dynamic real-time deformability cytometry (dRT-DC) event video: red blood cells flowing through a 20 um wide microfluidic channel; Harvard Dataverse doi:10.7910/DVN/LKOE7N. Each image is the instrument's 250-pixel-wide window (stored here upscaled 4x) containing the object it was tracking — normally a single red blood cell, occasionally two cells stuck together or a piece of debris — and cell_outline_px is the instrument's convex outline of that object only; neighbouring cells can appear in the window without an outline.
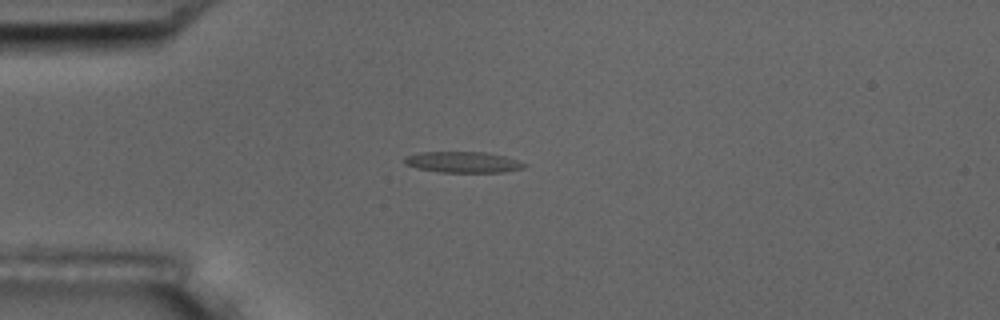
{"species": "common noctule bat (a hibernating species)", "species_latin": "Nyctalus noctula", "temperature_condition": "room temperature", "stored_images_in_passage": 10, "camera_frame_rate_fps": 3000, "um_per_image_px": 0.085, "animal": {"sex": "male", "body_mass_g": 17.5, "forearm_length_mm": 52.3}, "frame": {"image": 1, "passage_image": 4, "time_ms": 3.667, "image_size_px": [1000, 320], "cell_outline_px": [[528, 164], [524, 168], [504, 172], [440, 172], [420, 168], [404, 164], [404, 156], [420, 152], [484, 152], [504, 156]], "centroid_in_image_um": [39.35, 13.78], "position_along_channel_um": 45.6, "area_um2": 14.57}}
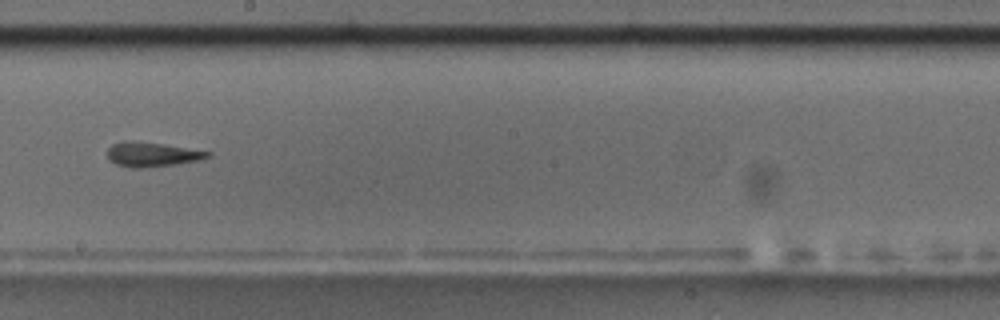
{"frame": {"image": 2, "passage_image": 9, "time_ms": 9.333, "image_size_px": [1000, 320], "cell_outline_px": [[212, 156], [200, 160], [176, 164], [140, 168], [132, 168], [116, 164], [108, 160], [108, 148], [112, 144], [124, 140], [132, 140], [164, 144], [212, 152]], "centroid_in_image_um": [12.92, 13.12], "position_along_channel_um": 235.3, "area_um2": 14.45}}
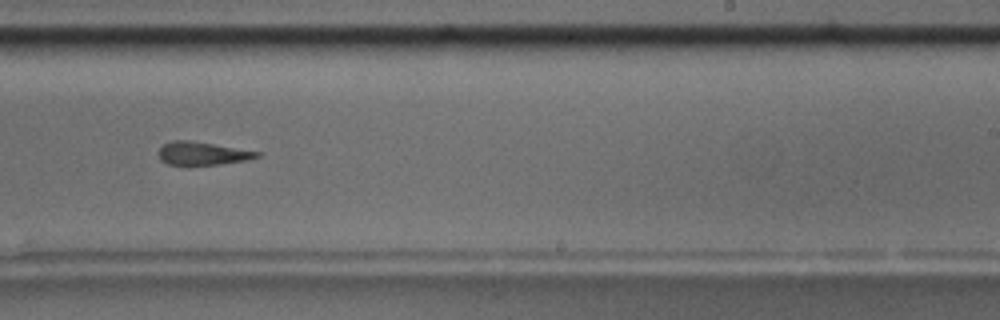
{"frame": {"image": 3, "passage_image": 10, "time_ms": 10.333, "image_size_px": [1000, 320], "cell_outline_px": [[260, 156], [248, 160], [220, 164], [168, 164], [160, 160], [156, 152], [164, 144], [172, 140], [188, 140], [260, 152]], "centroid_in_image_um": [17.16, 13.04], "position_along_channel_um": 271.8, "area_um2": 13.06}}